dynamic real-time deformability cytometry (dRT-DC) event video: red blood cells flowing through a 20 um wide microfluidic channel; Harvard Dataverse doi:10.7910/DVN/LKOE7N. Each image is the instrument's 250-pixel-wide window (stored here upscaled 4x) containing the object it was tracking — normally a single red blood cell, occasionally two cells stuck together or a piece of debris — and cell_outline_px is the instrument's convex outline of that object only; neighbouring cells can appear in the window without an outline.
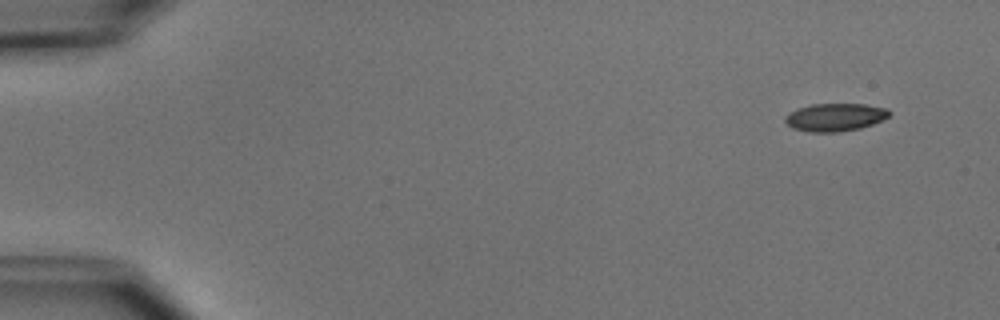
{"species": "common noctule bat (a hibernating species)", "species_latin": "Nyctalus noctula", "temperature_condition": "cold", "stored_images_in_passage": 6, "camera_frame_rate_fps": 3000, "um_per_image_px": 0.085, "animal": {"sex": "male", "body_mass_g": 15.6}, "frame": {"image": 1, "passage_image": 1, "time_ms": 0.0, "image_size_px": [1000, 320], "cell_outline_px": [[892, 112], [888, 116], [872, 124], [860, 128], [836, 132], [812, 132], [792, 128], [784, 120], [784, 116], [788, 112], [796, 108], [812, 104], [864, 104], [888, 108]], "centroid_in_image_um": [70.95, 9.95], "position_along_channel_um": 14.0, "area_um2": 16.94}}